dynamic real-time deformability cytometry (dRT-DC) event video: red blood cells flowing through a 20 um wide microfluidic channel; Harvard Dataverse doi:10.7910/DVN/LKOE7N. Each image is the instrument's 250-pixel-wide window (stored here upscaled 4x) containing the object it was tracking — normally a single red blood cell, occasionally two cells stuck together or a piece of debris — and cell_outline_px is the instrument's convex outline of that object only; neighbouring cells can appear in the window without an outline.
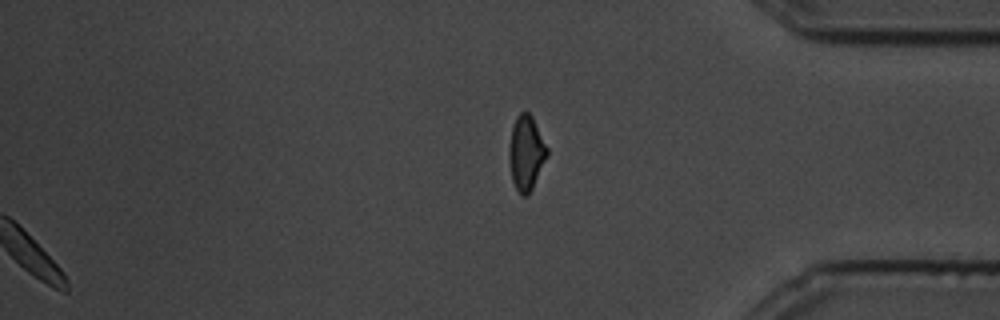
{"species": "common noctule bat (a hibernating species)", "species_latin": "Nyctalus noctula", "temperature_condition": "cold", "stored_images_in_passage": 75, "segment_of_instrument_passage": [2, 2], "camera_frame_rate_fps": 3000, "um_per_image_px": 0.085, "animal": {"sex": "male", "body_mass_g": 19.5, "forearm_length_mm": 54.6}, "frame": {"image": 1, "passage_image": 75, "time_ms": 24.667, "image_size_px": [1000, 320], "cell_outline_px": [[548, 156], [528, 196], [520, 196], [512, 180], [508, 160], [508, 148], [512, 124], [516, 116], [520, 112], [528, 112], [532, 116], [548, 148]], "centroid_in_image_um": [44.7, 13.0], "position_along_channel_um": 390.5, "area_um2": 16.82}}